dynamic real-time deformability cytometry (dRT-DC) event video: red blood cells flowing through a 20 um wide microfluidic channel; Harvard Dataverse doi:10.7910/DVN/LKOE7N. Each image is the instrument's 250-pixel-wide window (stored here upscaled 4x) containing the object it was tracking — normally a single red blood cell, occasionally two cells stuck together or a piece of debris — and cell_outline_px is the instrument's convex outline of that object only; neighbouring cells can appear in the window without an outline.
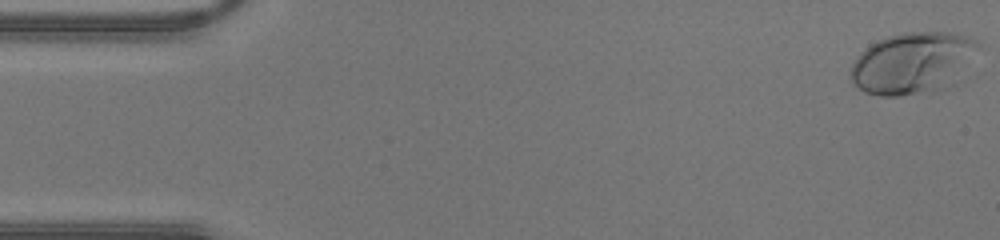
{"species": "human", "species_latin": "Homo sapiens", "temperature_condition": "warm", "stored_images_in_passage": 43, "camera_frame_rate_fps": 3000, "um_per_image_px": 0.085, "donor": {"sex": "male"}, "frame": {"image": 1, "passage_image": 1, "time_ms": 0.0, "image_size_px": [1000, 240], "cell_outline_px": [[980, 48], [956, 84], [940, 92], [900, 96], [880, 96], [864, 92], [852, 84], [848, 76], [848, 72], [856, 56], [860, 52], [872, 44], [888, 36], [904, 32], [956, 32], [968, 36], [976, 40], [980, 44]], "centroid_in_image_um": [77.61, 5.39], "position_along_channel_um": 7.4, "area_um2": 47.11}}
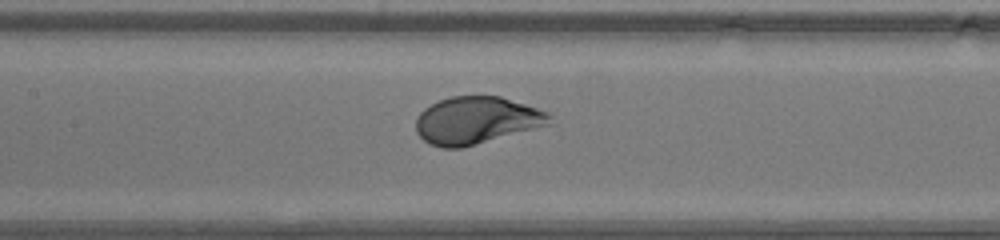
{"frame": {"image": 2, "passage_image": 20, "time_ms": 6.333, "image_size_px": [1000, 240], "cell_outline_px": [[552, 116], [548, 124], [460, 148], [444, 148], [428, 144], [416, 132], [416, 116], [424, 108], [440, 100], [452, 96], [500, 96], [548, 112]], "centroid_in_image_um": [40.43, 10.22], "position_along_channel_um": 167.0, "area_um2": 36.24}}
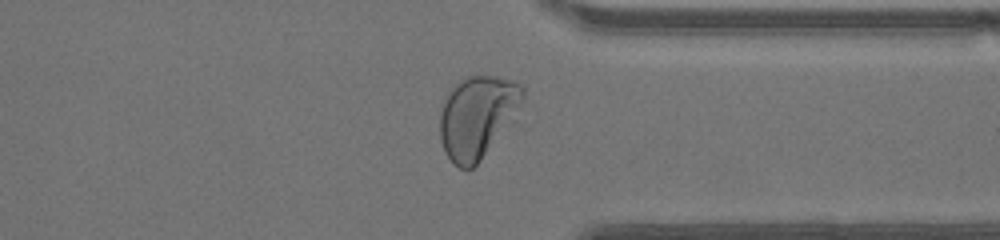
{"frame": {"image": 3, "passage_image": 33, "time_ms": 10.667, "image_size_px": [1000, 240], "cell_outline_px": [[524, 96], [520, 108], [480, 160], [472, 168], [460, 168], [452, 164], [444, 152], [440, 140], [440, 112], [444, 96], [448, 88], [452, 84], [464, 76], [492, 76], [512, 80], [520, 84], [524, 88]], "centroid_in_image_um": [40.51, 9.88], "position_along_channel_um": 370.9, "area_um2": 39.71}}